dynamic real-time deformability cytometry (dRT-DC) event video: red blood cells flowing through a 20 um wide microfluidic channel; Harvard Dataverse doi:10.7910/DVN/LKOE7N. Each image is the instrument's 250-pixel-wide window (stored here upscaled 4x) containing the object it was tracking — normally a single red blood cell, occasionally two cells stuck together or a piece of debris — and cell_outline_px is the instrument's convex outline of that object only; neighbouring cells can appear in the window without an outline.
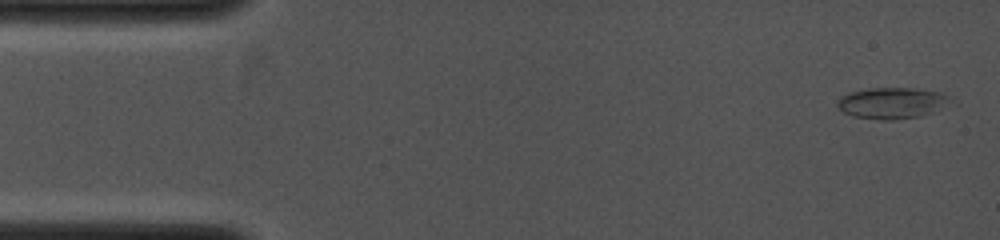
{"species": "common noctule bat (a hibernating species)", "species_latin": "Nyctalus noctula", "temperature_condition": "cold", "stored_images_in_passage": 8, "camera_frame_rate_fps": 4000, "um_per_image_px": 0.085, "animal": {"sex": "female", "body_mass_g": 19.0, "forearm_length_mm": 53.3}, "frame": {"image": 1, "passage_image": 1, "time_ms": 0.0, "image_size_px": [1000, 240], "cell_outline_px": [[948, 100], [936, 112], [920, 116], [892, 120], [880, 120], [852, 116], [844, 112], [836, 104], [836, 100], [840, 96], [848, 92], [868, 88], [912, 88], [940, 92], [948, 96]], "centroid_in_image_um": [75.73, 8.76], "position_along_channel_um": 9.3, "area_um2": 20.46}}
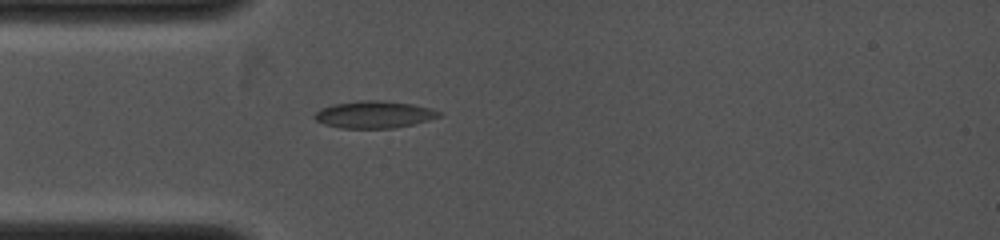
{"frame": {"image": 2, "passage_image": 5, "time_ms": 3.0, "image_size_px": [1000, 240], "cell_outline_px": [[444, 116], [412, 124], [392, 128], [340, 128], [324, 124], [316, 120], [312, 116], [320, 108], [332, 104], [360, 100], [380, 100], [412, 104], [444, 112]], "centroid_in_image_um": [31.79, 9.73], "position_along_channel_um": 53.2, "area_um2": 19.77}}
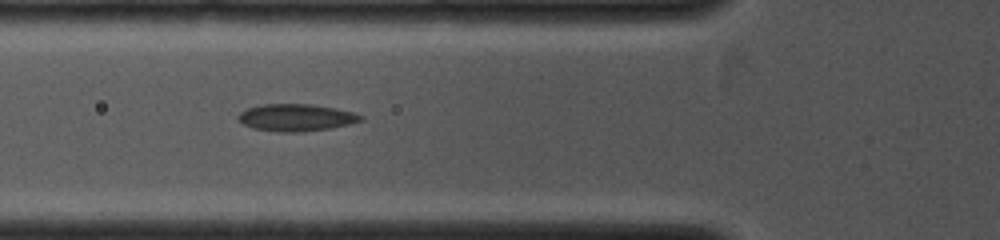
{"frame": {"image": 3, "passage_image": 7, "time_ms": 4.0, "image_size_px": [1000, 240], "cell_outline_px": [[364, 120], [348, 124], [328, 128], [300, 132], [276, 132], [252, 128], [244, 124], [236, 116], [240, 112], [248, 108], [260, 104], [312, 104], [336, 108], [352, 112], [364, 116]], "centroid_in_image_um": [25.16, 9.99], "position_along_channel_um": 100.6, "area_um2": 19.36}}